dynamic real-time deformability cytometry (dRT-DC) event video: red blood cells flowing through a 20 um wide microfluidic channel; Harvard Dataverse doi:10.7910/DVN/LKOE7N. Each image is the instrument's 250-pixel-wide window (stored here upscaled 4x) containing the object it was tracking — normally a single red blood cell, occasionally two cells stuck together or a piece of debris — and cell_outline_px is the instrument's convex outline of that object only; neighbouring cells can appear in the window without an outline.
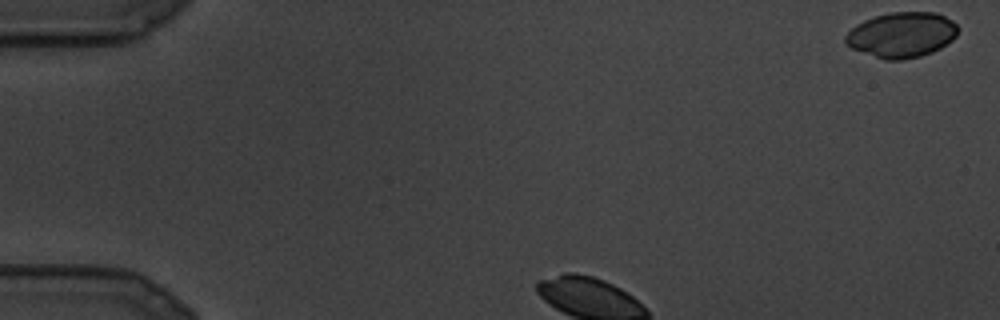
{"species": "common noctule bat (a hibernating species)", "species_latin": "Nyctalus noctula", "temperature_condition": "cold", "stored_images_in_passage": 5, "camera_frame_rate_fps": 3000, "um_per_image_px": 0.085, "animal": {"sex": "male", "body_mass_g": 19.5, "forearm_length_mm": 54.6}, "frame": {"image": 1, "passage_image": 1, "time_ms": 0.0, "image_size_px": [1000, 320], "cell_outline_px": [[960, 28], [956, 36], [952, 40], [940, 48], [932, 52], [920, 56], [904, 60], [884, 60], [852, 48], [844, 44], [844, 36], [856, 24], [864, 20], [876, 16], [892, 12], [936, 12], [952, 20]], "centroid_in_image_um": [76.65, 2.96], "position_along_channel_um": 8.4, "area_um2": 29.82}}